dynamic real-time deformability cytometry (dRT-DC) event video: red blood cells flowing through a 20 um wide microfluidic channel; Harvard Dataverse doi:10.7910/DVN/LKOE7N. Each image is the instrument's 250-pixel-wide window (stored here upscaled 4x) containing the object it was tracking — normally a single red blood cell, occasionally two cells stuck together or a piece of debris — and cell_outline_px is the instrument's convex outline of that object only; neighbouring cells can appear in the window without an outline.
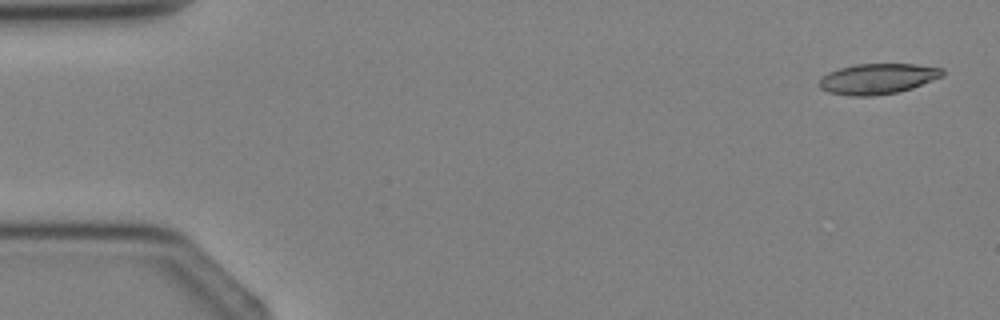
{"species": "Egyptian fruit bat (a non-hibernating species)", "species_latin": "Rousettus aegyptiacus", "temperature_condition": "cold", "stored_images_in_passage": 4, "camera_frame_rate_fps": 3000, "um_per_image_px": 0.085, "animal": {"sex": "female"}, "frame": {"image": 1, "passage_image": 1, "time_ms": 0.0, "image_size_px": [1000, 320], "cell_outline_px": [[944, 76], [912, 88], [896, 92], [872, 96], [852, 96], [828, 92], [820, 88], [820, 80], [828, 72], [840, 68], [856, 64], [916, 64], [944, 68]], "centroid_in_image_um": [74.64, 6.69], "position_along_channel_um": 10.4, "area_um2": 21.85}}